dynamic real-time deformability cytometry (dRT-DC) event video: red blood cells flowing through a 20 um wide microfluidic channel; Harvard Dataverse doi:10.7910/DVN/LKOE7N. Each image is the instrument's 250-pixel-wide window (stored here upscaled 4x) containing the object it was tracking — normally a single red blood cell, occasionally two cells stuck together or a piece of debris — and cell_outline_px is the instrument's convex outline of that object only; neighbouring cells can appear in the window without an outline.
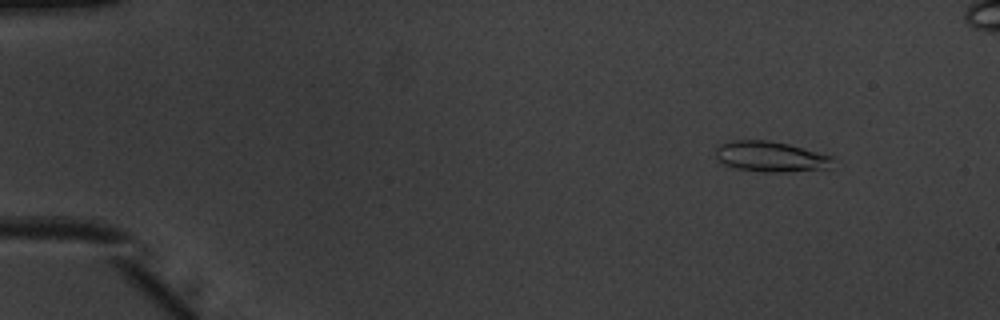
{"species": "common noctule bat (a hibernating species)", "species_latin": "Nyctalus noctula", "temperature_condition": "warm", "stored_images_in_passage": 52, "camera_frame_rate_fps": 3000, "um_per_image_px": 0.085, "animal": {"sex": "male", "body_mass_g": 20.1, "forearm_length_mm": 53.5}, "frame": {"image": 1, "passage_image": 5, "time_ms": 1.333, "image_size_px": [1000, 320], "cell_outline_px": [[840, 160], [828, 168], [788, 172], [764, 172], [736, 168], [724, 164], [716, 160], [716, 148], [720, 144], [732, 140], [764, 140], [788, 144], [836, 156]], "centroid_in_image_um": [65.59, 13.32], "position_along_channel_um": 19.4, "area_um2": 21.21}}
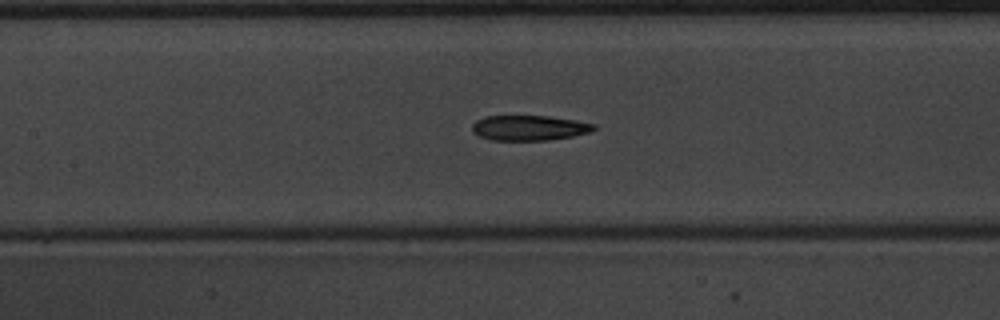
{"frame": {"image": 2, "passage_image": 24, "time_ms": 7.667, "image_size_px": [1000, 320], "cell_outline_px": [[596, 128], [592, 132], [572, 136], [548, 140], [492, 140], [480, 136], [472, 132], [472, 124], [476, 120], [484, 116], [548, 116], [576, 120], [596, 124]], "centroid_in_image_um": [44.99, 10.86], "position_along_channel_um": 162.4, "area_um2": 17.92}}
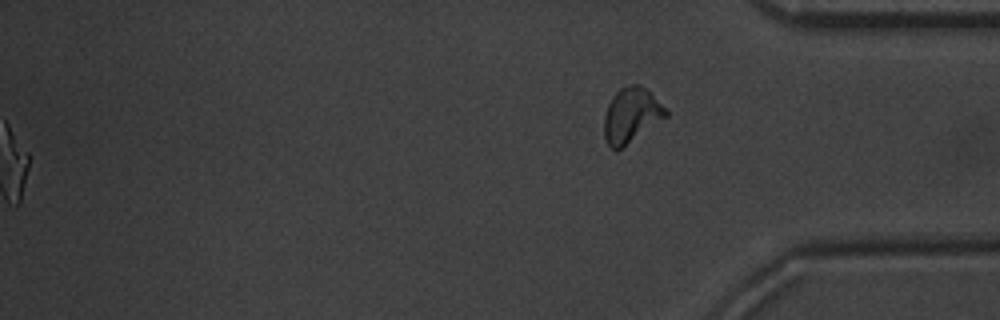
{"frame": {"image": 3, "passage_image": 52, "time_ms": 17.0, "image_size_px": [1000, 320], "cell_outline_px": [[668, 116], [616, 152], [608, 144], [604, 136], [604, 116], [608, 104], [612, 96], [620, 88], [632, 84], [640, 84], [668, 112]], "centroid_in_image_um": [53.62, 9.82], "position_along_channel_um": 381.6, "area_um2": 19.42}, "authors_computed_cell_mechanics": {"area_um2": 19.074, "velocity_mm_per_s": 3.9423, "shape_relaxation_time_tau1_ms": 4.7087, "shape_relaxation_time_tau2_ms": 3.6019, "deformation_change_tau1": 0.1847, "deformation_change_tau2": 0.1294}}